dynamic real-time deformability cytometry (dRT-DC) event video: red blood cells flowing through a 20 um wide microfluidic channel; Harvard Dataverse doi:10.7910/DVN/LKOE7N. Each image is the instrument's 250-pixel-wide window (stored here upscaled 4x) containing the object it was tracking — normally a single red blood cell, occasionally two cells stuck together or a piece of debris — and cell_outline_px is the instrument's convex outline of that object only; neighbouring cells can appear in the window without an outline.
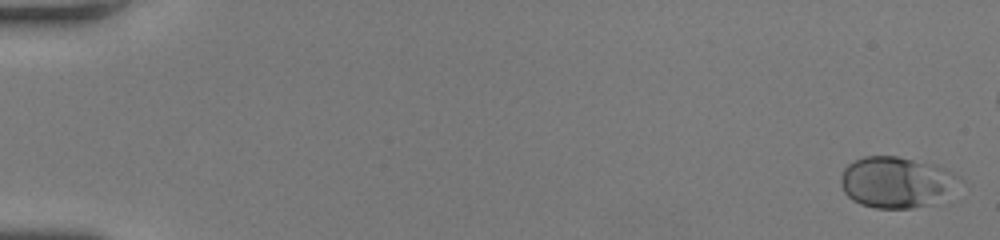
{"species": "human", "species_latin": "Homo sapiens", "temperature_condition": "room temperature", "stored_images_in_passage": 47, "camera_frame_rate_fps": 3000, "um_per_image_px": 0.085, "donor": {"sex": "female"}, "frame": {"image": 1, "passage_image": 1, "time_ms": 0.0, "image_size_px": [1000, 240], "cell_outline_px": [[964, 180], [924, 204], [912, 208], [876, 208], [860, 204], [852, 200], [844, 192], [840, 184], [840, 176], [844, 168], [848, 164], [864, 156], [896, 156], [936, 164], [960, 176]], "centroid_in_image_um": [76.09, 15.44], "position_along_channel_um": 8.9, "area_um2": 34.51}}
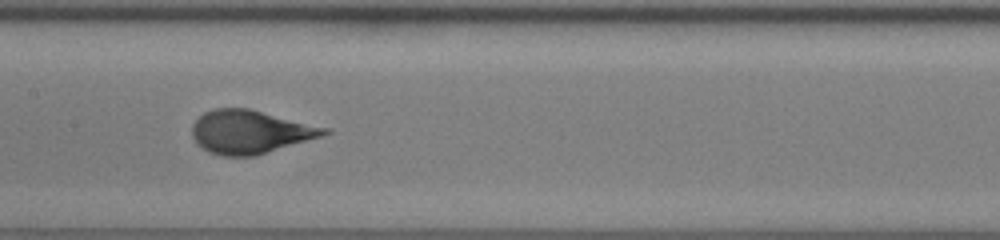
{"frame": {"image": 2, "passage_image": 27, "time_ms": 8.667, "image_size_px": [1000, 240], "cell_outline_px": [[332, 132], [320, 136], [256, 156], [224, 156], [208, 152], [200, 148], [196, 144], [192, 136], [192, 124], [204, 112], [212, 108], [248, 108], [328, 128]], "centroid_in_image_um": [21.2, 11.21], "position_along_channel_um": 186.2, "area_um2": 33.29}}
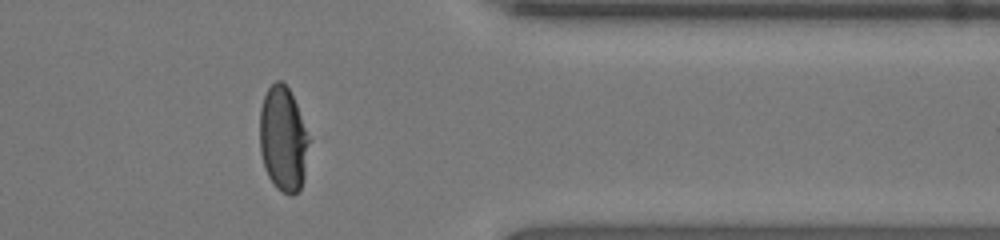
{"frame": {"image": 3, "passage_image": 42, "time_ms": 13.667, "image_size_px": [1000, 240], "cell_outline_px": [[308, 144], [304, 176], [300, 188], [292, 196], [280, 192], [276, 188], [268, 176], [264, 168], [260, 152], [260, 108], [264, 96], [268, 88], [276, 80], [280, 80], [288, 88], [296, 104], [308, 136]], "centroid_in_image_um": [24.04, 11.84], "position_along_channel_um": 387.4, "area_um2": 29.82}}